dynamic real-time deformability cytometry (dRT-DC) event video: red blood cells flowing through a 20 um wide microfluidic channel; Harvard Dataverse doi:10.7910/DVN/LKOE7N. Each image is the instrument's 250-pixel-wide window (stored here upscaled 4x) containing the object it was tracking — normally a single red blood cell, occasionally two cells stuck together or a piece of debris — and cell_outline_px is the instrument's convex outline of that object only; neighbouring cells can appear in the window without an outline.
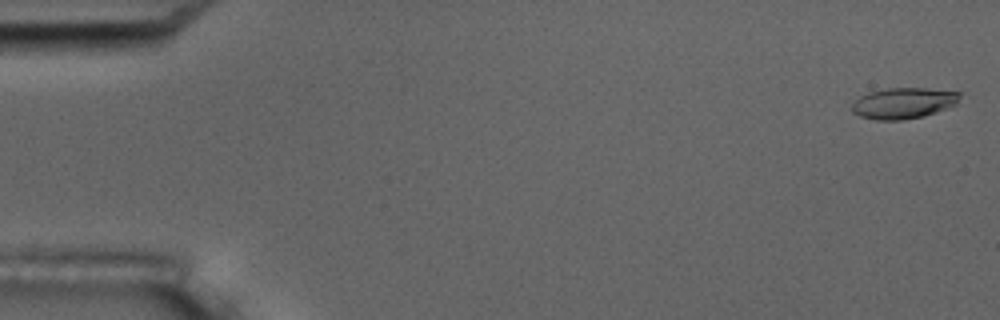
{"species": "common noctule bat (a hibernating species)", "species_latin": "Nyctalus noctula", "temperature_condition": "room temperature", "stored_images_in_passage": 3, "camera_frame_rate_fps": 3000, "um_per_image_px": 0.085, "animal": {"sex": "male", "body_mass_g": 17.5, "forearm_length_mm": 52.3}, "frame": {"image": 1, "passage_image": 1, "time_ms": 0.0, "image_size_px": [1000, 320], "cell_outline_px": [[960, 96], [956, 104], [936, 112], [924, 116], [904, 120], [876, 120], [860, 116], [852, 112], [852, 104], [860, 96], [868, 92], [888, 88], [924, 88], [960, 92]], "centroid_in_image_um": [76.77, 8.77], "position_along_channel_um": 8.2, "area_um2": 19.42}}